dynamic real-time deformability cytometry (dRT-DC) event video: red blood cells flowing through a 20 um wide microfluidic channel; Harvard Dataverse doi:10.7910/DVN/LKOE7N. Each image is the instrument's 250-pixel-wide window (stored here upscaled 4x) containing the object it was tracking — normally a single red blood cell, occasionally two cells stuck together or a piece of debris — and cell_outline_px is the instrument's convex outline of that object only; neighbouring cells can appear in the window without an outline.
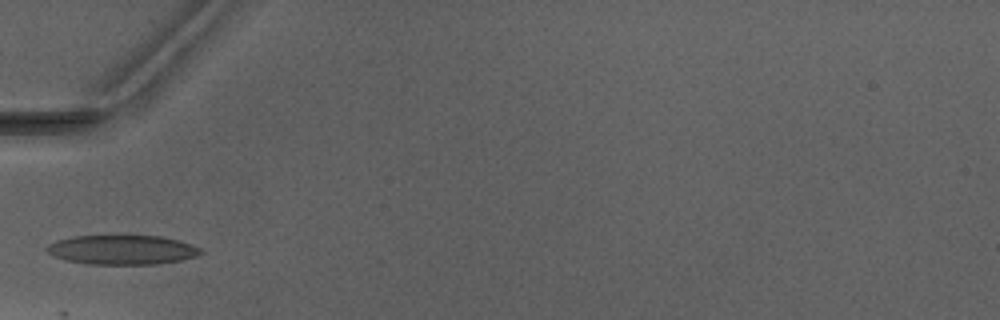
{"species": "Egyptian fruit bat (a non-hibernating species)", "species_latin": "Rousettus aegyptiacus", "temperature_condition": "warm", "stored_images_in_passage": 3, "camera_frame_rate_fps": 3000, "um_per_image_px": 0.085, "animal": {"sex": "male"}, "frame": {"image": 1, "passage_image": 2, "time_ms": 1.333, "image_size_px": [1000, 320], "cell_outline_px": [[204, 252], [196, 256], [180, 260], [156, 264], [88, 264], [64, 260], [48, 252], [44, 248], [48, 244], [56, 240], [72, 236], [160, 236], [180, 240], [192, 244], [200, 248]], "centroid_in_image_um": [10.38, 21.23], "position_along_channel_um": 74.6, "area_um2": 26.41}}